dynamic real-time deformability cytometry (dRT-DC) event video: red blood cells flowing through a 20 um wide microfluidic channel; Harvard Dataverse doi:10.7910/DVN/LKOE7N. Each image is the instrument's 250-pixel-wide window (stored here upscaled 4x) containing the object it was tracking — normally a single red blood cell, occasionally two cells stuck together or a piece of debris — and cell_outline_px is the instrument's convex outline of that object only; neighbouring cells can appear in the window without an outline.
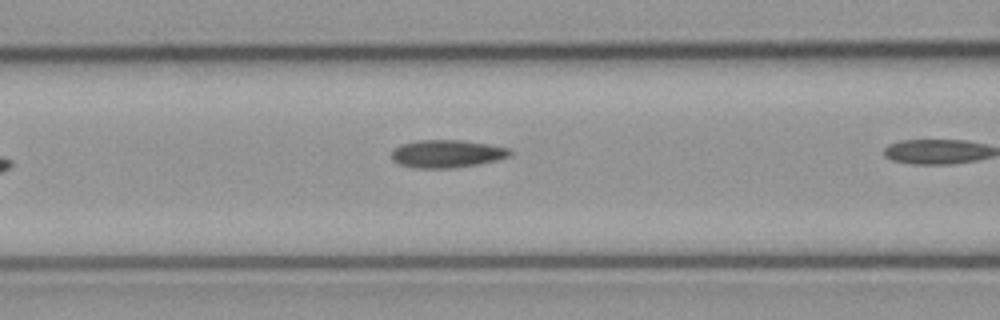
{"species": "common noctule bat (a hibernating species)", "species_latin": "Nyctalus noctula", "temperature_condition": "cold", "stored_images_in_passage": 4, "camera_frame_rate_fps": 3000, "um_per_image_px": 0.085, "animal": {"sex": "male", "body_mass_g": 23.1, "forearm_length_mm": 52.7}, "frame": {"image": 1, "passage_image": 3, "time_ms": 0.667, "image_size_px": [1000, 320], "cell_outline_px": [[512, 156], [496, 160], [476, 164], [452, 168], [416, 168], [400, 164], [392, 160], [392, 148], [400, 144], [416, 140], [464, 140], [488, 144], [508, 148], [512, 152]], "centroid_in_image_um": [37.96, 13.06], "position_along_channel_um": 128.6, "area_um2": 19.25}}